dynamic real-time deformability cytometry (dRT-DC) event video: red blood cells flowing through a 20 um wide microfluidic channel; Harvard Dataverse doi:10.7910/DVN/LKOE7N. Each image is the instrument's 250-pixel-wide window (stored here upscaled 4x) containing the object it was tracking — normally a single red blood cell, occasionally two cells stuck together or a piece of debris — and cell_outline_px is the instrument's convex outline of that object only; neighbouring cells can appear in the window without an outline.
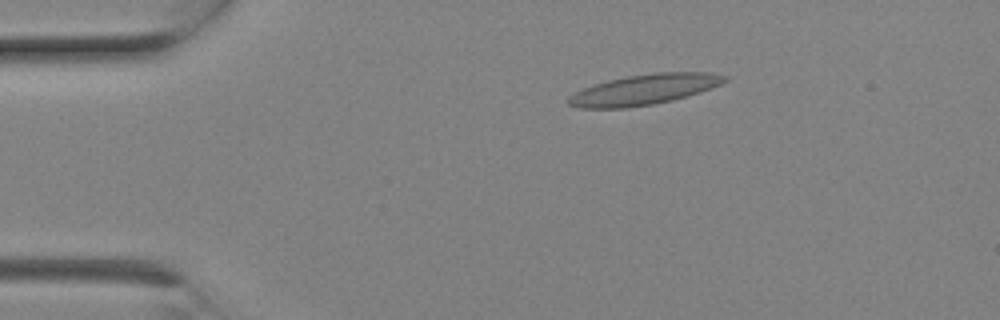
{"species": "Egyptian fruit bat (a non-hibernating species)", "species_latin": "Rousettus aegyptiacus", "temperature_condition": "room temperature", "stored_images_in_passage": 9, "camera_frame_rate_fps": 3000, "um_per_image_px": 0.085, "animal": {"sex": "female"}, "frame": {"image": 1, "passage_image": 4, "time_ms": 1.0, "image_size_px": [1000, 320], "cell_outline_px": [[728, 80], [712, 88], [688, 96], [672, 100], [652, 104], [624, 108], [580, 108], [568, 104], [568, 96], [592, 84], [608, 80], [628, 76], [652, 72], [708, 72], [728, 76]], "centroid_in_image_um": [54.77, 7.6], "position_along_channel_um": 30.2, "area_um2": 27.69}}
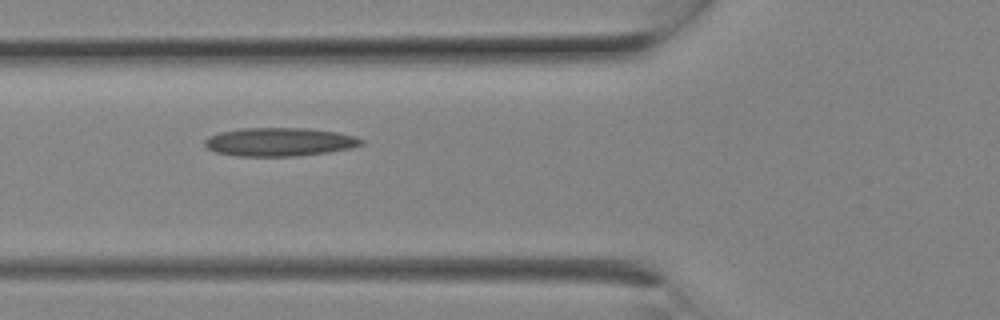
{"frame": {"image": 2, "passage_image": 8, "time_ms": 2.333, "image_size_px": [1000, 320], "cell_outline_px": [[364, 144], [352, 148], [328, 152], [296, 156], [236, 156], [216, 152], [208, 148], [204, 144], [204, 140], [208, 136], [220, 132], [240, 128], [308, 128], [340, 132], [356, 136], [364, 140]], "centroid_in_image_um": [23.79, 12.06], "position_along_channel_um": 102.0, "area_um2": 26.24}}
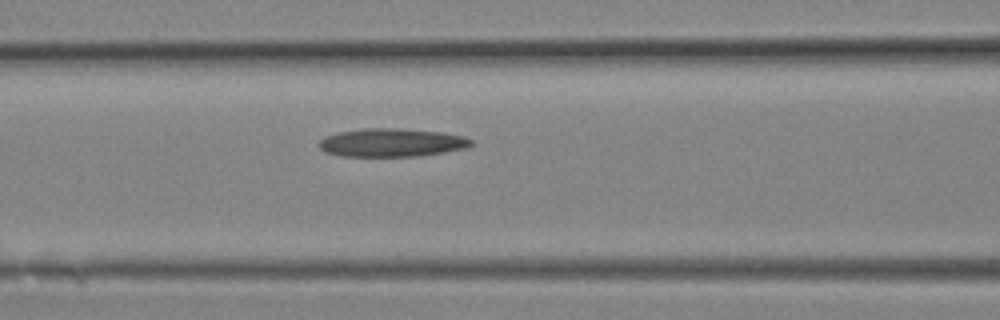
{"frame": {"image": 3, "passage_image": 9, "time_ms": 2.667, "image_size_px": [1000, 320], "cell_outline_px": [[476, 144], [468, 148], [444, 152], [416, 156], [340, 156], [324, 152], [316, 144], [324, 136], [340, 132], [364, 128], [400, 128], [440, 132], [464, 136], [472, 140]], "centroid_in_image_um": [33.29, 12.12], "position_along_channel_um": 133.3, "area_um2": 25.32}}